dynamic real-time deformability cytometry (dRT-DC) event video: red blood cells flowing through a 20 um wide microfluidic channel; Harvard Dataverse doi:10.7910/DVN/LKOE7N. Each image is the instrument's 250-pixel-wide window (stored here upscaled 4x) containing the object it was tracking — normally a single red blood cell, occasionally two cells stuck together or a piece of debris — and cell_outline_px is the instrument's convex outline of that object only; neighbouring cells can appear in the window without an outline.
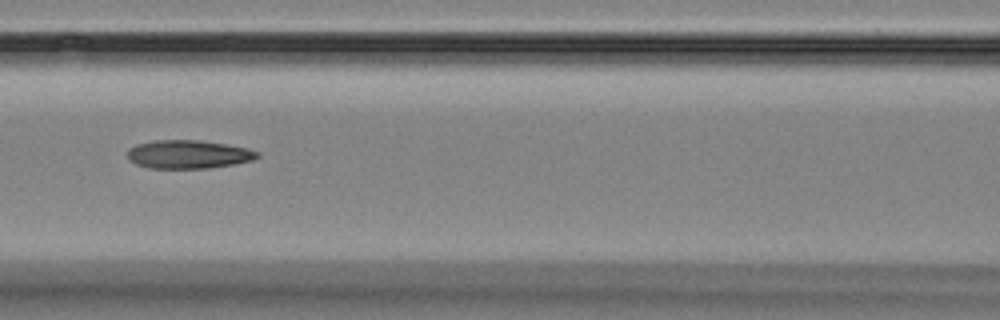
{"species": "Egyptian fruit bat (a non-hibernating species)", "species_latin": "Rousettus aegyptiacus", "temperature_condition": "room temperature", "stored_images_in_passage": 12, "camera_frame_rate_fps": 3000, "um_per_image_px": 0.085, "animal": {"sex": "female"}, "frame": {"image": 1, "passage_image": 4, "time_ms": 3.333, "image_size_px": [1000, 320], "cell_outline_px": [[260, 156], [252, 160], [236, 164], [208, 168], [148, 168], [136, 164], [128, 160], [128, 148], [136, 144], [152, 140], [200, 140], [224, 144], [244, 148], [260, 152]], "centroid_in_image_um": [15.98, 13.12], "position_along_channel_um": 150.6, "area_um2": 21.56}}
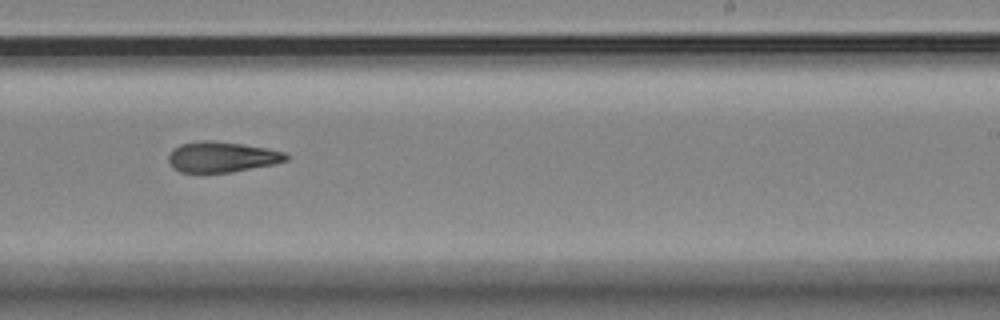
{"frame": {"image": 2, "passage_image": 7, "time_ms": 6.667, "image_size_px": [1000, 320], "cell_outline_px": [[288, 160], [272, 164], [232, 172], [180, 172], [172, 168], [168, 160], [168, 156], [180, 144], [200, 140], [208, 140], [240, 144], [264, 148], [284, 152], [288, 156]], "centroid_in_image_um": [18.82, 13.34], "position_along_channel_um": 270.2, "area_um2": 20.58}}
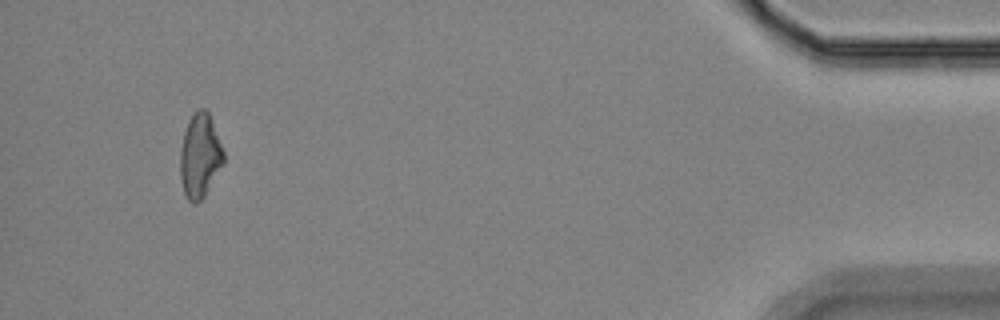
{"frame": {"image": 3, "passage_image": 12, "time_ms": 12.667, "image_size_px": [1000, 320], "cell_outline_px": [[224, 164], [204, 196], [196, 204], [192, 204], [188, 200], [184, 192], [180, 176], [180, 152], [184, 132], [188, 120], [196, 108], [204, 108], [208, 112], [224, 152]], "centroid_in_image_um": [16.99, 13.25], "position_along_channel_um": 418.2, "area_um2": 21.27}, "authors_computed_cell_mechanics": {"area_um2": 21.2126, "velocity_mm_per_s": 3.6004, "shape_relaxation_time_tau1_ms": 3.5135, "shape_relaxation_time_tau2_ms": 1.9513, "deformation_change_tau1": 0.1339, "deformation_change_tau2": 0.1023}}